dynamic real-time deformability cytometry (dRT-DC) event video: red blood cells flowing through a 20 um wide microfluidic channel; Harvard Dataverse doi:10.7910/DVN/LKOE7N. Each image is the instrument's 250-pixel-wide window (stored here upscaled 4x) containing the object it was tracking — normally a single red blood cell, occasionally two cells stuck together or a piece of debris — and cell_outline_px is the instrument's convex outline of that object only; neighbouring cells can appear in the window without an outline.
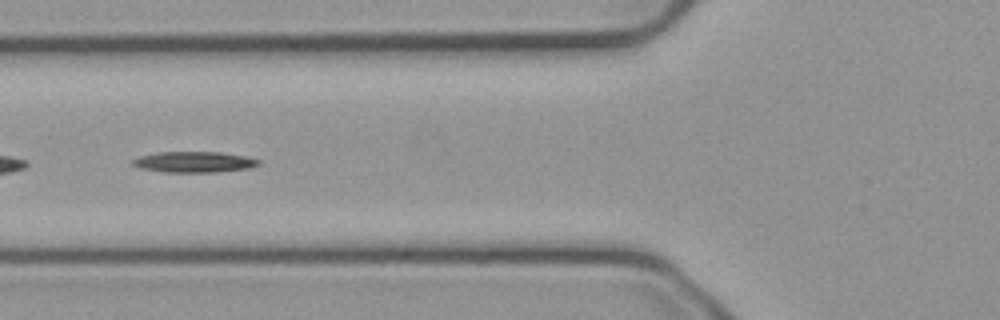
{"species": "common noctule bat (a hibernating species)", "species_latin": "Nyctalus noctula", "temperature_condition": "cold", "stored_images_in_passage": 47, "camera_frame_rate_fps": 3000, "um_per_image_px": 0.085, "animal": {"sex": "male", "body_mass_g": 23.1, "forearm_length_mm": 52.7}, "frame": {"image": 1, "passage_image": 13, "time_ms": 4.0, "image_size_px": [1000, 320], "cell_outline_px": [[260, 164], [248, 168], [212, 172], [164, 172], [140, 168], [132, 164], [132, 160], [140, 156], [160, 152], [220, 152], [248, 156], [260, 160]], "centroid_in_image_um": [16.51, 13.76], "position_along_channel_um": 109.3, "area_um2": 15.2}}
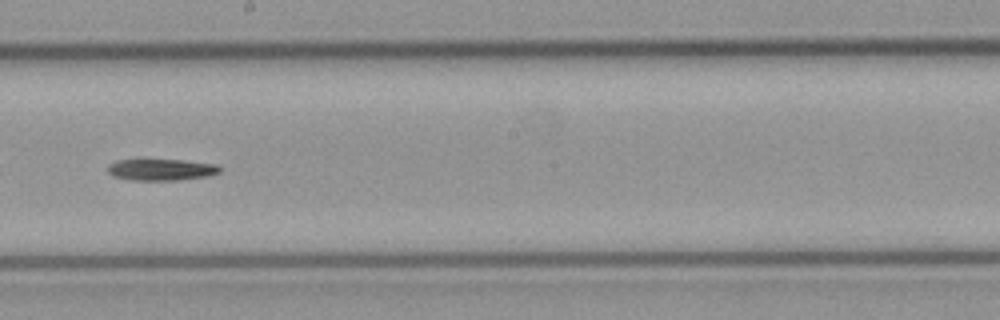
{"frame": {"image": 2, "passage_image": 23, "time_ms": 7.333, "image_size_px": [1000, 320], "cell_outline_px": [[220, 172], [208, 176], [180, 180], [132, 180], [112, 176], [108, 172], [108, 164], [116, 160], [140, 156], [184, 160], [216, 164], [220, 168]], "centroid_in_image_um": [13.62, 14.36], "position_along_channel_um": 234.6, "area_um2": 15.03}}
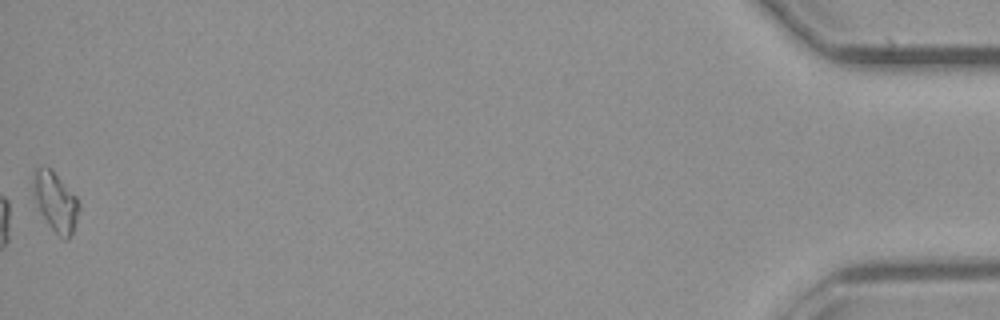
{"frame": {"image": 3, "passage_image": 47, "time_ms": 15.333, "image_size_px": [1000, 320], "cell_outline_px": [[80, 208], [72, 232], [68, 240], [64, 240], [48, 224], [40, 212], [32, 192], [32, 188], [36, 168], [48, 168], [76, 196], [80, 204]], "centroid_in_image_um": [4.72, 17.19], "position_along_channel_um": 430.5, "area_um2": 15.26}}